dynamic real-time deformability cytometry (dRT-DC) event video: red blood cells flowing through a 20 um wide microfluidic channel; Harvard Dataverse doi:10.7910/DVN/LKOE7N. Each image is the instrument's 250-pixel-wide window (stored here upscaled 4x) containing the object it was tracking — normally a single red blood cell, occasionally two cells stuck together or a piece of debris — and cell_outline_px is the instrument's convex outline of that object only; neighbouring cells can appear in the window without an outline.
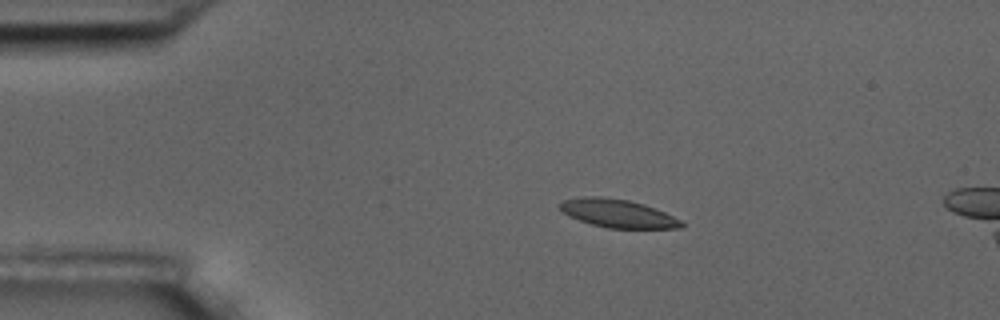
{"species": "common noctule bat (a hibernating species)", "species_latin": "Nyctalus noctula", "temperature_condition": "room temperature", "stored_images_in_passage": 10, "camera_frame_rate_fps": 3000, "um_per_image_px": 0.085, "animal": {"sex": "male", "body_mass_g": 17.5, "forearm_length_mm": 52.3}, "frame": {"image": 1, "passage_image": 2, "time_ms": 1.333, "image_size_px": [1000, 320], "cell_outline_px": [[684, 228], [608, 228], [592, 224], [568, 216], [560, 208], [560, 204], [564, 200], [580, 196], [600, 196], [628, 200], [644, 204], [656, 208], [680, 220], [684, 224]], "centroid_in_image_um": [52.51, 18.13], "position_along_channel_um": 32.5, "area_um2": 19.88}}
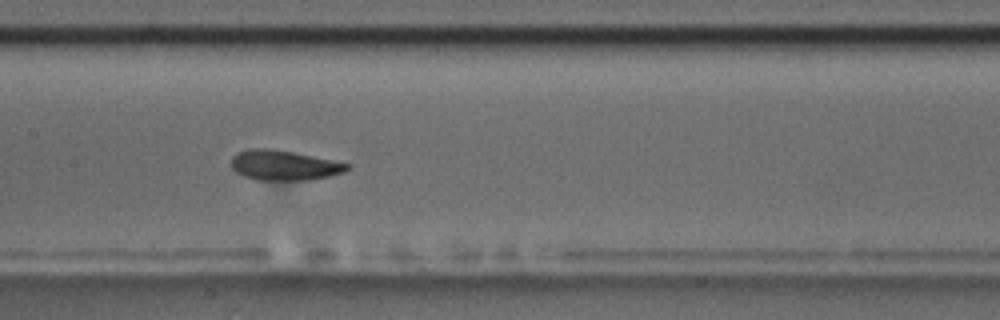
{"frame": {"image": 2, "passage_image": 7, "time_ms": 7.0, "image_size_px": [1000, 320], "cell_outline_px": [[352, 168], [344, 172], [312, 180], [256, 180], [244, 176], [236, 172], [232, 168], [232, 156], [236, 152], [248, 148], [272, 148], [352, 164]], "centroid_in_image_um": [24.14, 14.05], "position_along_channel_um": 183.3, "area_um2": 20.46}}
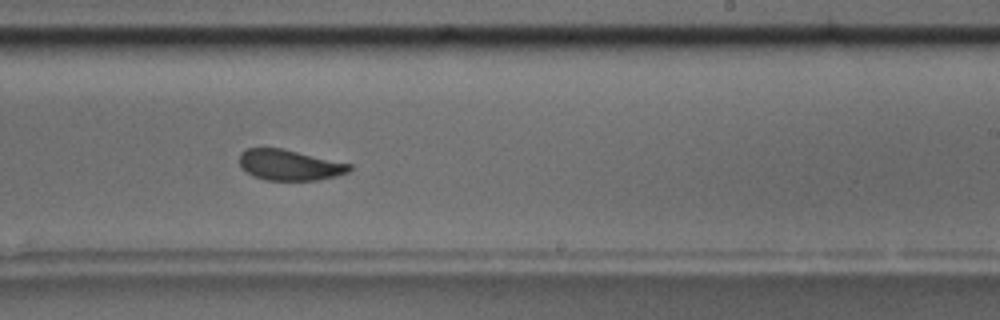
{"frame": {"image": 3, "passage_image": 9, "time_ms": 9.333, "image_size_px": [1000, 320], "cell_outline_px": [[352, 168], [348, 172], [336, 176], [316, 180], [264, 180], [240, 168], [240, 152], [244, 148], [284, 148], [352, 164]], "centroid_in_image_um": [24.61, 14.01], "position_along_channel_um": 264.4, "area_um2": 19.77}}